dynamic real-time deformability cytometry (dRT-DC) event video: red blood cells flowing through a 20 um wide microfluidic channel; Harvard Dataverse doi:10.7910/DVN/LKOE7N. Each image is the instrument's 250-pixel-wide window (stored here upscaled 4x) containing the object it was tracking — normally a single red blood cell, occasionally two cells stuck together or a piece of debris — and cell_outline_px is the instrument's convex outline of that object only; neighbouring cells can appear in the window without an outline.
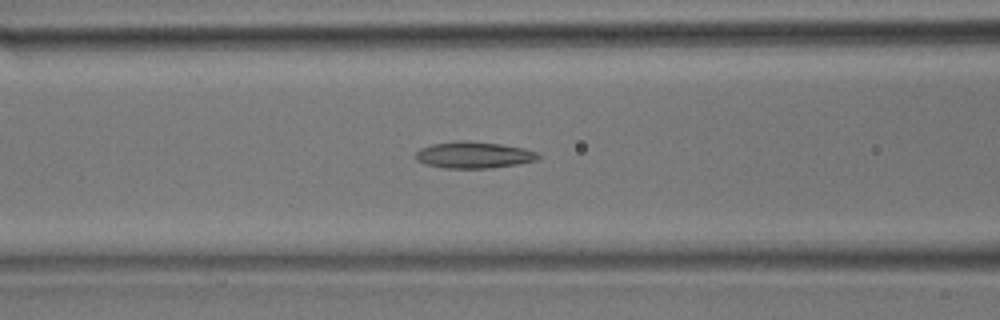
{"species": "common noctule bat (a hibernating species)", "species_latin": "Nyctalus noctula", "temperature_condition": "room temperature", "stored_images_in_passage": 32, "camera_frame_rate_fps": 3000, "um_per_image_px": 0.085, "animal": {"sex": "male", "body_mass_g": 17.9}, "frame": {"image": 1, "passage_image": 9, "time_ms": 2.667, "image_size_px": [1000, 320], "cell_outline_px": [[540, 156], [536, 160], [516, 164], [492, 168], [444, 168], [424, 164], [416, 160], [416, 152], [420, 148], [432, 144], [460, 140], [468, 140], [500, 144], [524, 148], [536, 152]], "centroid_in_image_um": [40.23, 13.17], "position_along_channel_um": 126.4, "area_um2": 18.96}}
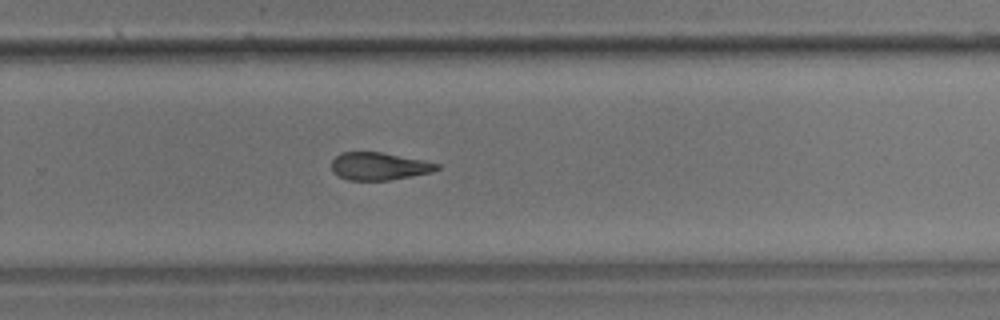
{"frame": {"image": 2, "passage_image": 19, "time_ms": 6.0, "image_size_px": [1000, 320], "cell_outline_px": [[440, 168], [432, 172], [388, 180], [348, 180], [332, 172], [332, 160], [340, 152], [380, 152], [424, 160], [440, 164]], "centroid_in_image_um": [32.22, 14.12], "position_along_channel_um": 297.6, "area_um2": 16.88}}
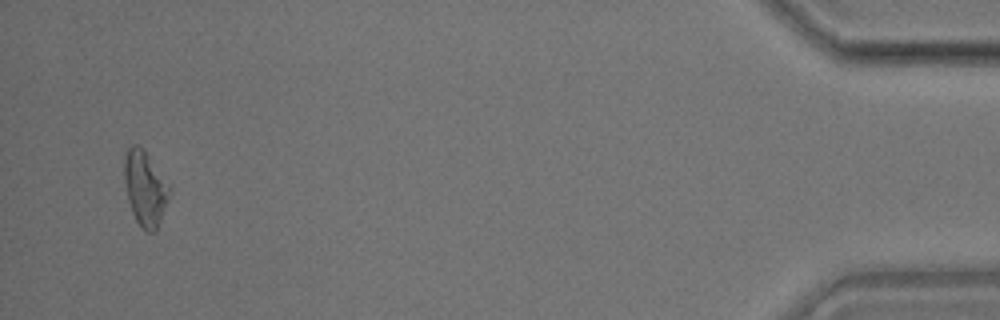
{"frame": {"image": 3, "passage_image": 31, "time_ms": 10.0, "image_size_px": [1000, 320], "cell_outline_px": [[172, 192], [156, 232], [148, 232], [136, 220], [132, 212], [128, 200], [124, 180], [124, 160], [128, 148], [132, 144], [136, 144], [148, 156], [168, 184]], "centroid_in_image_um": [12.34, 16.05], "position_along_channel_um": 422.9, "area_um2": 19.36}}